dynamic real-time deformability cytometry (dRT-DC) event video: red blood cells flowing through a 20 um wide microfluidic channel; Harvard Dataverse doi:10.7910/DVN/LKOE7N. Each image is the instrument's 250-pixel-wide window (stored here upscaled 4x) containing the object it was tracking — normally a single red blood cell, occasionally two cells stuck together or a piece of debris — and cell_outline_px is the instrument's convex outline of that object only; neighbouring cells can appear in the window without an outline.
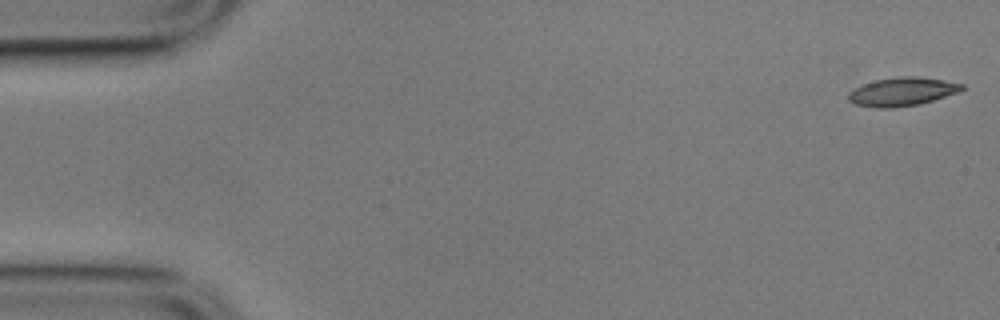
{"species": "common noctule bat (a hibernating species)", "species_latin": "Nyctalus noctula", "temperature_condition": "cold", "stored_images_in_passage": 21, "camera_frame_rate_fps": 3000, "um_per_image_px": 0.085, "animal": {"sex": "male", "body_mass_g": 17.9}, "frame": {"image": 1, "passage_image": 1, "time_ms": 0.0, "image_size_px": [1000, 320], "cell_outline_px": [[964, 88], [956, 92], [932, 100], [916, 104], [892, 108], [876, 108], [856, 104], [848, 100], [848, 92], [852, 88], [876, 80], [900, 76], [916, 76], [944, 80], [964, 84]], "centroid_in_image_um": [76.63, 7.78], "position_along_channel_um": 8.4, "area_um2": 18.61}}
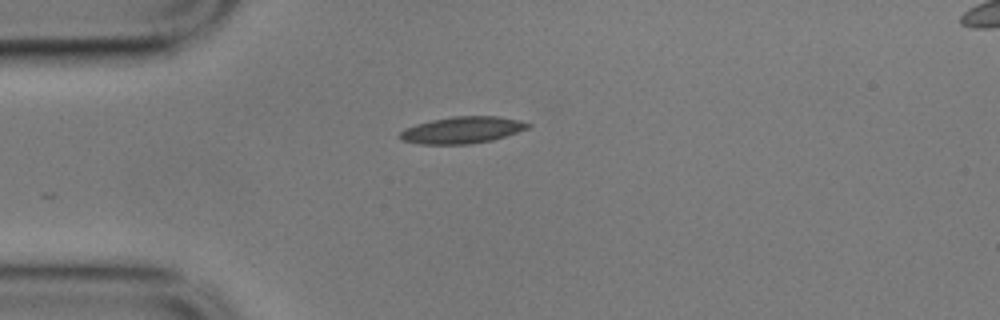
{"frame": {"image": 2, "passage_image": 14, "time_ms": 4.333, "image_size_px": [1000, 320], "cell_outline_px": [[532, 124], [528, 128], [492, 140], [468, 144], [420, 144], [400, 140], [400, 132], [404, 128], [416, 124], [432, 120], [452, 116], [496, 116], [520, 120]], "centroid_in_image_um": [39.26, 11.05], "position_along_channel_um": 45.7, "area_um2": 19.83}}